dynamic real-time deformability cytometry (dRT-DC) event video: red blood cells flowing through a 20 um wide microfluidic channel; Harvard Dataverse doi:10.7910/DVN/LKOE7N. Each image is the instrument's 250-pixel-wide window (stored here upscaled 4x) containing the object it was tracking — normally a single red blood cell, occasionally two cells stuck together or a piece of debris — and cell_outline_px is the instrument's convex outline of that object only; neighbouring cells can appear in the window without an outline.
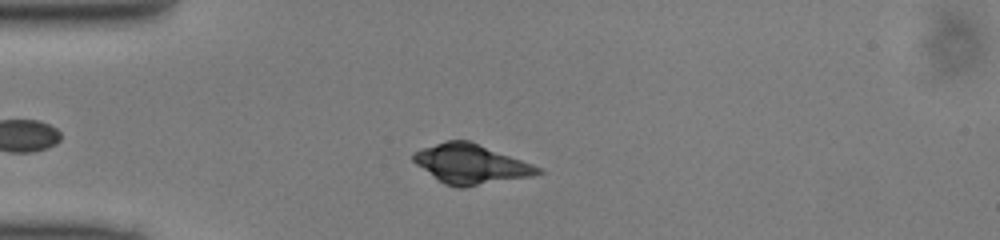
{"species": "common noctule bat (a hibernating species)", "species_latin": "Nyctalus noctula", "temperature_condition": "cold", "stored_images_in_passage": 41, "camera_frame_rate_fps": 3000, "um_per_image_px": 0.085, "animal": {"sex": "male", "body_mass_g": 13.0, "forearm_length_mm": 53.1}, "frame": {"image": 1, "passage_image": 8, "time_ms": 2.333, "image_size_px": [1000, 240], "cell_outline_px": [[544, 172], [532, 176], [464, 188], [456, 188], [444, 184], [416, 164], [412, 160], [412, 152], [448, 140], [468, 140], [544, 168]], "centroid_in_image_um": [40.05, 13.96], "position_along_channel_um": 44.9, "area_um2": 28.61}}
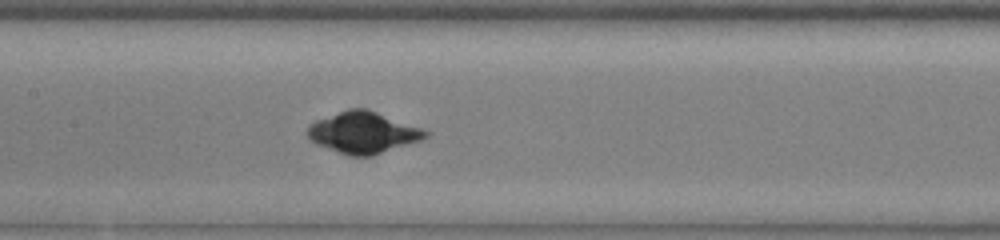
{"frame": {"image": 2, "passage_image": 19, "time_ms": 6.0, "image_size_px": [1000, 240], "cell_outline_px": [[428, 136], [420, 140], [372, 156], [348, 156], [316, 144], [308, 136], [308, 124], [316, 120], [348, 108], [368, 108], [420, 128], [428, 132]], "centroid_in_image_um": [30.84, 11.26], "position_along_channel_um": 176.6, "area_um2": 28.26}}
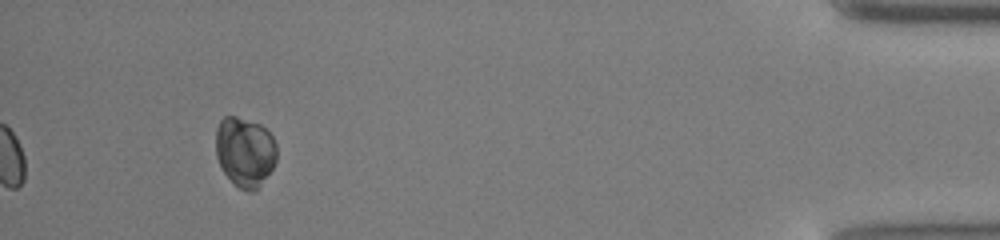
{"frame": {"image": 3, "passage_image": 41, "time_ms": 13.333, "image_size_px": [1000, 240], "cell_outline_px": [[276, 160], [272, 168], [256, 192], [248, 192], [240, 188], [224, 172], [216, 156], [216, 128], [220, 120], [224, 116], [236, 116], [260, 124], [272, 136], [276, 144]], "centroid_in_image_um": [20.82, 12.89], "position_along_channel_um": 414.4, "area_um2": 24.74}}